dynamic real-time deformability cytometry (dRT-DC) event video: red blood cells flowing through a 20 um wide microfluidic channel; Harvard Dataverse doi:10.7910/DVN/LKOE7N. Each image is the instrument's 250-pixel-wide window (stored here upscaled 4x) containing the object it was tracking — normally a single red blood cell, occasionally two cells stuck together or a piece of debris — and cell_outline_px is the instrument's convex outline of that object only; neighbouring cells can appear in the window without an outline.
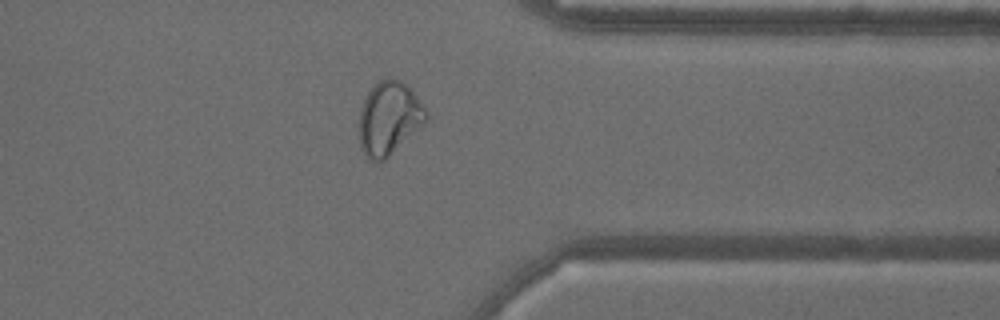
{"species": "common noctule bat (a hibernating species)", "species_latin": "Nyctalus noctula", "temperature_condition": "warm", "stored_images_in_passage": 50, "camera_frame_rate_fps": 3000, "um_per_image_px": 0.085, "animal": {"sex": "male", "body_mass_g": 18.8}, "frame": {"image": 1, "passage_image": 42, "time_ms": 13.667, "image_size_px": [1000, 320], "cell_outline_px": [[428, 120], [424, 124], [384, 160], [372, 160], [360, 148], [360, 108], [368, 92], [380, 80], [388, 76], [400, 80], [408, 84], [424, 108], [428, 116]], "centroid_in_image_um": [33.08, 10.01], "position_along_channel_um": 378.3, "area_um2": 28.21}}